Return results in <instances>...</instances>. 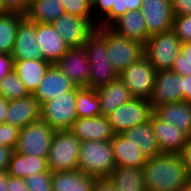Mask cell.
<instances>
[{
    "label": "cell",
    "instance_id": "cell-1",
    "mask_svg": "<svg viewBox=\"0 0 191 191\" xmlns=\"http://www.w3.org/2000/svg\"><path fill=\"white\" fill-rule=\"evenodd\" d=\"M142 170L145 191H180L188 182L179 154L161 153L148 158Z\"/></svg>",
    "mask_w": 191,
    "mask_h": 191
},
{
    "label": "cell",
    "instance_id": "cell-2",
    "mask_svg": "<svg viewBox=\"0 0 191 191\" xmlns=\"http://www.w3.org/2000/svg\"><path fill=\"white\" fill-rule=\"evenodd\" d=\"M115 167L111 141H80L78 170L104 178L109 177Z\"/></svg>",
    "mask_w": 191,
    "mask_h": 191
},
{
    "label": "cell",
    "instance_id": "cell-3",
    "mask_svg": "<svg viewBox=\"0 0 191 191\" xmlns=\"http://www.w3.org/2000/svg\"><path fill=\"white\" fill-rule=\"evenodd\" d=\"M83 48L90 63L87 88L96 89L118 78L106 54V39L96 29L88 36Z\"/></svg>",
    "mask_w": 191,
    "mask_h": 191
},
{
    "label": "cell",
    "instance_id": "cell-4",
    "mask_svg": "<svg viewBox=\"0 0 191 191\" xmlns=\"http://www.w3.org/2000/svg\"><path fill=\"white\" fill-rule=\"evenodd\" d=\"M106 39V54L118 75L144 56V44L135 39L119 36L109 27L95 28Z\"/></svg>",
    "mask_w": 191,
    "mask_h": 191
},
{
    "label": "cell",
    "instance_id": "cell-5",
    "mask_svg": "<svg viewBox=\"0 0 191 191\" xmlns=\"http://www.w3.org/2000/svg\"><path fill=\"white\" fill-rule=\"evenodd\" d=\"M80 140L70 129L56 130L47 157L49 170L70 171L78 169Z\"/></svg>",
    "mask_w": 191,
    "mask_h": 191
},
{
    "label": "cell",
    "instance_id": "cell-6",
    "mask_svg": "<svg viewBox=\"0 0 191 191\" xmlns=\"http://www.w3.org/2000/svg\"><path fill=\"white\" fill-rule=\"evenodd\" d=\"M181 46L179 38L170 30L150 36L144 44V55L157 72L170 70L181 52Z\"/></svg>",
    "mask_w": 191,
    "mask_h": 191
},
{
    "label": "cell",
    "instance_id": "cell-7",
    "mask_svg": "<svg viewBox=\"0 0 191 191\" xmlns=\"http://www.w3.org/2000/svg\"><path fill=\"white\" fill-rule=\"evenodd\" d=\"M55 132L56 130L41 118L31 122L20 129L14 151L36 157H48Z\"/></svg>",
    "mask_w": 191,
    "mask_h": 191
},
{
    "label": "cell",
    "instance_id": "cell-8",
    "mask_svg": "<svg viewBox=\"0 0 191 191\" xmlns=\"http://www.w3.org/2000/svg\"><path fill=\"white\" fill-rule=\"evenodd\" d=\"M77 87L45 102L41 106V119L54 130L71 129L78 118L76 111Z\"/></svg>",
    "mask_w": 191,
    "mask_h": 191
},
{
    "label": "cell",
    "instance_id": "cell-9",
    "mask_svg": "<svg viewBox=\"0 0 191 191\" xmlns=\"http://www.w3.org/2000/svg\"><path fill=\"white\" fill-rule=\"evenodd\" d=\"M152 113L153 108L149 100L132 98L129 102L113 110L107 118L113 132L122 134L136 125L149 121Z\"/></svg>",
    "mask_w": 191,
    "mask_h": 191
},
{
    "label": "cell",
    "instance_id": "cell-10",
    "mask_svg": "<svg viewBox=\"0 0 191 191\" xmlns=\"http://www.w3.org/2000/svg\"><path fill=\"white\" fill-rule=\"evenodd\" d=\"M156 73L157 71L144 55L123 70L118 77L129 89L133 98L149 100L152 95Z\"/></svg>",
    "mask_w": 191,
    "mask_h": 191
},
{
    "label": "cell",
    "instance_id": "cell-11",
    "mask_svg": "<svg viewBox=\"0 0 191 191\" xmlns=\"http://www.w3.org/2000/svg\"><path fill=\"white\" fill-rule=\"evenodd\" d=\"M52 24L69 48L82 47L97 27L93 19H84L68 13L62 14Z\"/></svg>",
    "mask_w": 191,
    "mask_h": 191
},
{
    "label": "cell",
    "instance_id": "cell-12",
    "mask_svg": "<svg viewBox=\"0 0 191 191\" xmlns=\"http://www.w3.org/2000/svg\"><path fill=\"white\" fill-rule=\"evenodd\" d=\"M149 101L153 109L160 105L182 102V76L172 70L158 71Z\"/></svg>",
    "mask_w": 191,
    "mask_h": 191
},
{
    "label": "cell",
    "instance_id": "cell-13",
    "mask_svg": "<svg viewBox=\"0 0 191 191\" xmlns=\"http://www.w3.org/2000/svg\"><path fill=\"white\" fill-rule=\"evenodd\" d=\"M141 11L147 25V40L150 36L172 30L171 0H143Z\"/></svg>",
    "mask_w": 191,
    "mask_h": 191
},
{
    "label": "cell",
    "instance_id": "cell-14",
    "mask_svg": "<svg viewBox=\"0 0 191 191\" xmlns=\"http://www.w3.org/2000/svg\"><path fill=\"white\" fill-rule=\"evenodd\" d=\"M55 64L76 87L87 88L90 63L83 46L70 48Z\"/></svg>",
    "mask_w": 191,
    "mask_h": 191
},
{
    "label": "cell",
    "instance_id": "cell-15",
    "mask_svg": "<svg viewBox=\"0 0 191 191\" xmlns=\"http://www.w3.org/2000/svg\"><path fill=\"white\" fill-rule=\"evenodd\" d=\"M13 60H44L36 37V23L24 16L19 21L15 45L12 52Z\"/></svg>",
    "mask_w": 191,
    "mask_h": 191
},
{
    "label": "cell",
    "instance_id": "cell-16",
    "mask_svg": "<svg viewBox=\"0 0 191 191\" xmlns=\"http://www.w3.org/2000/svg\"><path fill=\"white\" fill-rule=\"evenodd\" d=\"M150 122L161 153L180 154L189 137L174 124L161 120L154 112Z\"/></svg>",
    "mask_w": 191,
    "mask_h": 191
},
{
    "label": "cell",
    "instance_id": "cell-17",
    "mask_svg": "<svg viewBox=\"0 0 191 191\" xmlns=\"http://www.w3.org/2000/svg\"><path fill=\"white\" fill-rule=\"evenodd\" d=\"M75 87L72 81L63 74L56 64H51L32 95L42 106L45 102L65 92L72 91Z\"/></svg>",
    "mask_w": 191,
    "mask_h": 191
},
{
    "label": "cell",
    "instance_id": "cell-18",
    "mask_svg": "<svg viewBox=\"0 0 191 191\" xmlns=\"http://www.w3.org/2000/svg\"><path fill=\"white\" fill-rule=\"evenodd\" d=\"M70 130L80 141H111L115 134L108 118L101 115L77 118Z\"/></svg>",
    "mask_w": 191,
    "mask_h": 191
},
{
    "label": "cell",
    "instance_id": "cell-19",
    "mask_svg": "<svg viewBox=\"0 0 191 191\" xmlns=\"http://www.w3.org/2000/svg\"><path fill=\"white\" fill-rule=\"evenodd\" d=\"M41 118V105L29 94L24 98L9 100V107L5 115V123L22 128Z\"/></svg>",
    "mask_w": 191,
    "mask_h": 191
},
{
    "label": "cell",
    "instance_id": "cell-20",
    "mask_svg": "<svg viewBox=\"0 0 191 191\" xmlns=\"http://www.w3.org/2000/svg\"><path fill=\"white\" fill-rule=\"evenodd\" d=\"M36 37L44 60L51 64H55L70 49L53 24L36 23Z\"/></svg>",
    "mask_w": 191,
    "mask_h": 191
},
{
    "label": "cell",
    "instance_id": "cell-21",
    "mask_svg": "<svg viewBox=\"0 0 191 191\" xmlns=\"http://www.w3.org/2000/svg\"><path fill=\"white\" fill-rule=\"evenodd\" d=\"M101 116L107 117L113 110L129 102L133 97L118 77L109 84L96 88Z\"/></svg>",
    "mask_w": 191,
    "mask_h": 191
},
{
    "label": "cell",
    "instance_id": "cell-22",
    "mask_svg": "<svg viewBox=\"0 0 191 191\" xmlns=\"http://www.w3.org/2000/svg\"><path fill=\"white\" fill-rule=\"evenodd\" d=\"M111 144L116 167L143 168L147 158L123 134H114Z\"/></svg>",
    "mask_w": 191,
    "mask_h": 191
},
{
    "label": "cell",
    "instance_id": "cell-23",
    "mask_svg": "<svg viewBox=\"0 0 191 191\" xmlns=\"http://www.w3.org/2000/svg\"><path fill=\"white\" fill-rule=\"evenodd\" d=\"M109 28L119 36L135 39L143 44L147 41V25L141 9L127 11Z\"/></svg>",
    "mask_w": 191,
    "mask_h": 191
},
{
    "label": "cell",
    "instance_id": "cell-24",
    "mask_svg": "<svg viewBox=\"0 0 191 191\" xmlns=\"http://www.w3.org/2000/svg\"><path fill=\"white\" fill-rule=\"evenodd\" d=\"M50 62L45 60H14L13 70L29 94H33L42 81Z\"/></svg>",
    "mask_w": 191,
    "mask_h": 191
},
{
    "label": "cell",
    "instance_id": "cell-25",
    "mask_svg": "<svg viewBox=\"0 0 191 191\" xmlns=\"http://www.w3.org/2000/svg\"><path fill=\"white\" fill-rule=\"evenodd\" d=\"M153 112L161 119L174 124L191 137V103L186 101L157 106Z\"/></svg>",
    "mask_w": 191,
    "mask_h": 191
},
{
    "label": "cell",
    "instance_id": "cell-26",
    "mask_svg": "<svg viewBox=\"0 0 191 191\" xmlns=\"http://www.w3.org/2000/svg\"><path fill=\"white\" fill-rule=\"evenodd\" d=\"M96 177L75 169L52 173V191H92Z\"/></svg>",
    "mask_w": 191,
    "mask_h": 191
},
{
    "label": "cell",
    "instance_id": "cell-27",
    "mask_svg": "<svg viewBox=\"0 0 191 191\" xmlns=\"http://www.w3.org/2000/svg\"><path fill=\"white\" fill-rule=\"evenodd\" d=\"M7 171L12 177L25 178L34 173H44L50 170L47 157H36L13 151Z\"/></svg>",
    "mask_w": 191,
    "mask_h": 191
},
{
    "label": "cell",
    "instance_id": "cell-28",
    "mask_svg": "<svg viewBox=\"0 0 191 191\" xmlns=\"http://www.w3.org/2000/svg\"><path fill=\"white\" fill-rule=\"evenodd\" d=\"M122 134L139 147L147 159L161 154L150 120L136 125Z\"/></svg>",
    "mask_w": 191,
    "mask_h": 191
},
{
    "label": "cell",
    "instance_id": "cell-29",
    "mask_svg": "<svg viewBox=\"0 0 191 191\" xmlns=\"http://www.w3.org/2000/svg\"><path fill=\"white\" fill-rule=\"evenodd\" d=\"M64 13L60 0H32L25 16L35 23L52 24Z\"/></svg>",
    "mask_w": 191,
    "mask_h": 191
},
{
    "label": "cell",
    "instance_id": "cell-30",
    "mask_svg": "<svg viewBox=\"0 0 191 191\" xmlns=\"http://www.w3.org/2000/svg\"><path fill=\"white\" fill-rule=\"evenodd\" d=\"M124 0H92V19L97 26L110 27L123 16Z\"/></svg>",
    "mask_w": 191,
    "mask_h": 191
},
{
    "label": "cell",
    "instance_id": "cell-31",
    "mask_svg": "<svg viewBox=\"0 0 191 191\" xmlns=\"http://www.w3.org/2000/svg\"><path fill=\"white\" fill-rule=\"evenodd\" d=\"M109 178L117 191H145L142 168L115 167Z\"/></svg>",
    "mask_w": 191,
    "mask_h": 191
},
{
    "label": "cell",
    "instance_id": "cell-32",
    "mask_svg": "<svg viewBox=\"0 0 191 191\" xmlns=\"http://www.w3.org/2000/svg\"><path fill=\"white\" fill-rule=\"evenodd\" d=\"M25 15L20 13H6L0 15V53L12 54L19 21Z\"/></svg>",
    "mask_w": 191,
    "mask_h": 191
},
{
    "label": "cell",
    "instance_id": "cell-33",
    "mask_svg": "<svg viewBox=\"0 0 191 191\" xmlns=\"http://www.w3.org/2000/svg\"><path fill=\"white\" fill-rule=\"evenodd\" d=\"M76 111L78 118L101 115L96 89L77 87Z\"/></svg>",
    "mask_w": 191,
    "mask_h": 191
},
{
    "label": "cell",
    "instance_id": "cell-34",
    "mask_svg": "<svg viewBox=\"0 0 191 191\" xmlns=\"http://www.w3.org/2000/svg\"><path fill=\"white\" fill-rule=\"evenodd\" d=\"M0 95L7 100L24 98L29 95L16 72L12 70L0 80Z\"/></svg>",
    "mask_w": 191,
    "mask_h": 191
},
{
    "label": "cell",
    "instance_id": "cell-35",
    "mask_svg": "<svg viewBox=\"0 0 191 191\" xmlns=\"http://www.w3.org/2000/svg\"><path fill=\"white\" fill-rule=\"evenodd\" d=\"M65 13L92 19V0H60Z\"/></svg>",
    "mask_w": 191,
    "mask_h": 191
},
{
    "label": "cell",
    "instance_id": "cell-36",
    "mask_svg": "<svg viewBox=\"0 0 191 191\" xmlns=\"http://www.w3.org/2000/svg\"><path fill=\"white\" fill-rule=\"evenodd\" d=\"M170 70L181 76L191 75V42L182 43L181 52Z\"/></svg>",
    "mask_w": 191,
    "mask_h": 191
},
{
    "label": "cell",
    "instance_id": "cell-37",
    "mask_svg": "<svg viewBox=\"0 0 191 191\" xmlns=\"http://www.w3.org/2000/svg\"><path fill=\"white\" fill-rule=\"evenodd\" d=\"M52 172L32 174L24 178L28 191H52Z\"/></svg>",
    "mask_w": 191,
    "mask_h": 191
},
{
    "label": "cell",
    "instance_id": "cell-38",
    "mask_svg": "<svg viewBox=\"0 0 191 191\" xmlns=\"http://www.w3.org/2000/svg\"><path fill=\"white\" fill-rule=\"evenodd\" d=\"M172 31L181 43L191 42V15L174 17Z\"/></svg>",
    "mask_w": 191,
    "mask_h": 191
},
{
    "label": "cell",
    "instance_id": "cell-39",
    "mask_svg": "<svg viewBox=\"0 0 191 191\" xmlns=\"http://www.w3.org/2000/svg\"><path fill=\"white\" fill-rule=\"evenodd\" d=\"M19 132L20 128L18 127L6 123L0 124V144L14 150L18 142Z\"/></svg>",
    "mask_w": 191,
    "mask_h": 191
},
{
    "label": "cell",
    "instance_id": "cell-40",
    "mask_svg": "<svg viewBox=\"0 0 191 191\" xmlns=\"http://www.w3.org/2000/svg\"><path fill=\"white\" fill-rule=\"evenodd\" d=\"M32 0H2L5 10L9 13L25 15Z\"/></svg>",
    "mask_w": 191,
    "mask_h": 191
},
{
    "label": "cell",
    "instance_id": "cell-41",
    "mask_svg": "<svg viewBox=\"0 0 191 191\" xmlns=\"http://www.w3.org/2000/svg\"><path fill=\"white\" fill-rule=\"evenodd\" d=\"M173 16L191 15V0H171Z\"/></svg>",
    "mask_w": 191,
    "mask_h": 191
},
{
    "label": "cell",
    "instance_id": "cell-42",
    "mask_svg": "<svg viewBox=\"0 0 191 191\" xmlns=\"http://www.w3.org/2000/svg\"><path fill=\"white\" fill-rule=\"evenodd\" d=\"M14 67V60L12 54L0 53V80L10 73Z\"/></svg>",
    "mask_w": 191,
    "mask_h": 191
},
{
    "label": "cell",
    "instance_id": "cell-43",
    "mask_svg": "<svg viewBox=\"0 0 191 191\" xmlns=\"http://www.w3.org/2000/svg\"><path fill=\"white\" fill-rule=\"evenodd\" d=\"M92 191H117L109 177L96 178Z\"/></svg>",
    "mask_w": 191,
    "mask_h": 191
},
{
    "label": "cell",
    "instance_id": "cell-44",
    "mask_svg": "<svg viewBox=\"0 0 191 191\" xmlns=\"http://www.w3.org/2000/svg\"><path fill=\"white\" fill-rule=\"evenodd\" d=\"M179 155L183 160V164L186 167L188 176H191V137L188 138Z\"/></svg>",
    "mask_w": 191,
    "mask_h": 191
},
{
    "label": "cell",
    "instance_id": "cell-45",
    "mask_svg": "<svg viewBox=\"0 0 191 191\" xmlns=\"http://www.w3.org/2000/svg\"><path fill=\"white\" fill-rule=\"evenodd\" d=\"M13 151L12 148L0 144V171H6L8 169Z\"/></svg>",
    "mask_w": 191,
    "mask_h": 191
},
{
    "label": "cell",
    "instance_id": "cell-46",
    "mask_svg": "<svg viewBox=\"0 0 191 191\" xmlns=\"http://www.w3.org/2000/svg\"><path fill=\"white\" fill-rule=\"evenodd\" d=\"M8 191H28L24 178L12 177L9 175Z\"/></svg>",
    "mask_w": 191,
    "mask_h": 191
},
{
    "label": "cell",
    "instance_id": "cell-47",
    "mask_svg": "<svg viewBox=\"0 0 191 191\" xmlns=\"http://www.w3.org/2000/svg\"><path fill=\"white\" fill-rule=\"evenodd\" d=\"M183 101L191 103V75L182 76Z\"/></svg>",
    "mask_w": 191,
    "mask_h": 191
},
{
    "label": "cell",
    "instance_id": "cell-48",
    "mask_svg": "<svg viewBox=\"0 0 191 191\" xmlns=\"http://www.w3.org/2000/svg\"><path fill=\"white\" fill-rule=\"evenodd\" d=\"M143 0H124L123 1V15L127 11H134L141 9Z\"/></svg>",
    "mask_w": 191,
    "mask_h": 191
},
{
    "label": "cell",
    "instance_id": "cell-49",
    "mask_svg": "<svg viewBox=\"0 0 191 191\" xmlns=\"http://www.w3.org/2000/svg\"><path fill=\"white\" fill-rule=\"evenodd\" d=\"M9 107V100L0 95V124L5 123V115Z\"/></svg>",
    "mask_w": 191,
    "mask_h": 191
},
{
    "label": "cell",
    "instance_id": "cell-50",
    "mask_svg": "<svg viewBox=\"0 0 191 191\" xmlns=\"http://www.w3.org/2000/svg\"><path fill=\"white\" fill-rule=\"evenodd\" d=\"M9 174L8 171H0V191H8Z\"/></svg>",
    "mask_w": 191,
    "mask_h": 191
},
{
    "label": "cell",
    "instance_id": "cell-51",
    "mask_svg": "<svg viewBox=\"0 0 191 191\" xmlns=\"http://www.w3.org/2000/svg\"><path fill=\"white\" fill-rule=\"evenodd\" d=\"M6 13H8V12L5 10V7L3 5L2 0H0V15L1 14H6Z\"/></svg>",
    "mask_w": 191,
    "mask_h": 191
},
{
    "label": "cell",
    "instance_id": "cell-52",
    "mask_svg": "<svg viewBox=\"0 0 191 191\" xmlns=\"http://www.w3.org/2000/svg\"><path fill=\"white\" fill-rule=\"evenodd\" d=\"M180 191H191V187L186 184Z\"/></svg>",
    "mask_w": 191,
    "mask_h": 191
},
{
    "label": "cell",
    "instance_id": "cell-53",
    "mask_svg": "<svg viewBox=\"0 0 191 191\" xmlns=\"http://www.w3.org/2000/svg\"><path fill=\"white\" fill-rule=\"evenodd\" d=\"M187 184L191 187V176H188V182Z\"/></svg>",
    "mask_w": 191,
    "mask_h": 191
}]
</instances>
